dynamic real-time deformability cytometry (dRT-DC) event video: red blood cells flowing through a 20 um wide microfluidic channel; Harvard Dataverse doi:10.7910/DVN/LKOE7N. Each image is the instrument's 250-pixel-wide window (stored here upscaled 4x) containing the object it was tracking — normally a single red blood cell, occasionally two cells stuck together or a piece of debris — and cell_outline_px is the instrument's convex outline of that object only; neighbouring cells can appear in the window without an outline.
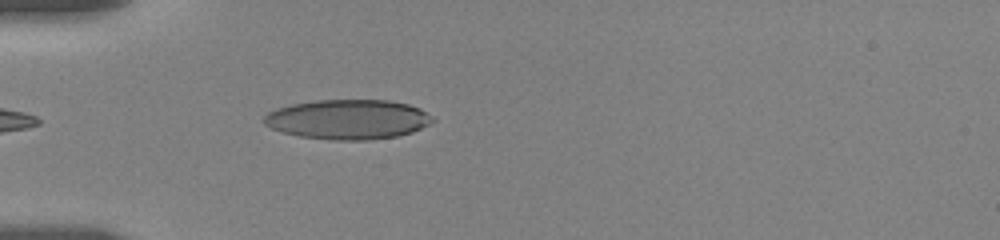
{"species": "human", "species_latin": "Homo sapiens", "temperature_condition": "room temperature", "stored_images_in_passage": 32, "camera_frame_rate_fps": 3000, "um_per_image_px": 0.085, "donor": {"sex": "female"}, "frame": {"image": 1, "passage_image": 1, "time_ms": 0.0, "image_size_px": [1000, 240], "cell_outline_px": [[436, 120], [412, 132], [396, 136], [368, 140], [332, 140], [300, 136], [284, 132], [272, 128], [264, 124], [264, 116], [268, 112], [276, 108], [292, 104], [316, 100], [388, 100], [408, 104], [420, 108], [432, 116]], "centroid_in_image_um": [29.58, 10.14], "position_along_channel_um": 55.4, "area_um2": 38.96}}